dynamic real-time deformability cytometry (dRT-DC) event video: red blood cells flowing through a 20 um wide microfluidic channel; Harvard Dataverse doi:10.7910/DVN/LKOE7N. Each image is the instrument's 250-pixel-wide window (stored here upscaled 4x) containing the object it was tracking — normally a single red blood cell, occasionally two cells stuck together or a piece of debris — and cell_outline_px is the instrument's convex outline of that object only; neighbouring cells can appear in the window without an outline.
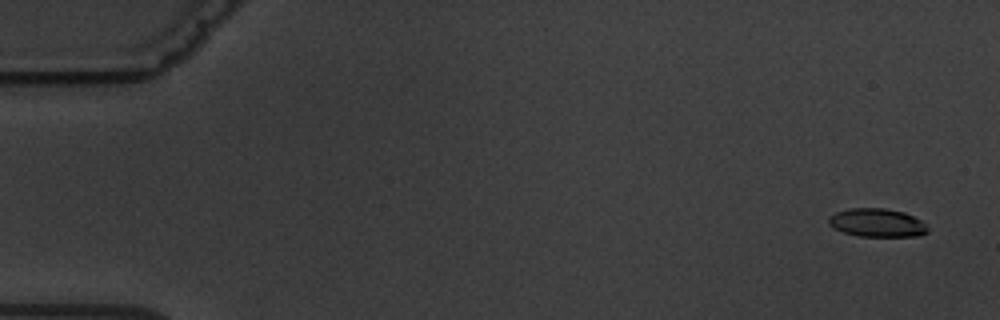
{"species": "common noctule bat (a hibernating species)", "species_latin": "Nyctalus noctula", "temperature_condition": "warm", "stored_images_in_passage": 5, "camera_frame_rate_fps": 3000, "um_per_image_px": 0.085, "animal": {"sex": "male", "body_mass_g": 19.5, "forearm_length_mm": 54.6}, "frame": {"image": 1, "passage_image": 1, "time_ms": 0.0, "image_size_px": [1000, 320], "cell_outline_px": [[928, 232], [920, 236], [856, 236], [844, 232], [828, 224], [828, 216], [836, 212], [848, 208], [884, 208], [904, 212], [920, 220], [928, 228]], "centroid_in_image_um": [74.53, 18.93], "position_along_channel_um": 10.5, "area_um2": 16.36}}
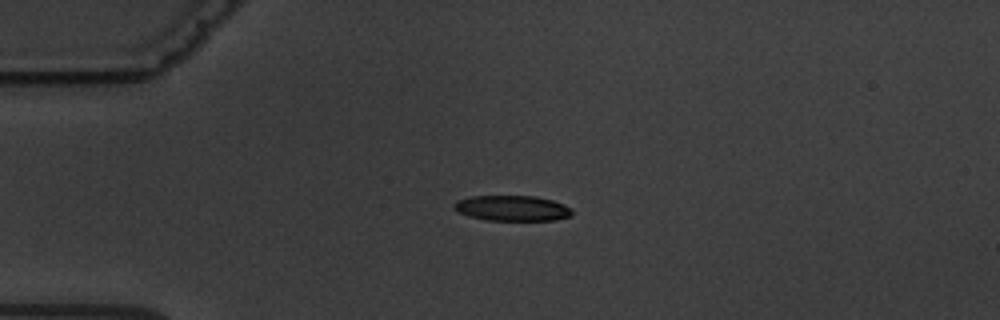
{"frame": {"image": 2, "passage_image": 4, "time_ms": 4.0, "image_size_px": [1000, 320], "cell_outline_px": [[572, 216], [556, 220], [488, 220], [468, 216], [452, 208], [452, 204], [456, 200], [472, 196], [536, 196], [552, 200], [564, 204], [572, 208]], "centroid_in_image_um": [43.54, 17.69], "position_along_channel_um": 41.5, "area_um2": 17.63}}